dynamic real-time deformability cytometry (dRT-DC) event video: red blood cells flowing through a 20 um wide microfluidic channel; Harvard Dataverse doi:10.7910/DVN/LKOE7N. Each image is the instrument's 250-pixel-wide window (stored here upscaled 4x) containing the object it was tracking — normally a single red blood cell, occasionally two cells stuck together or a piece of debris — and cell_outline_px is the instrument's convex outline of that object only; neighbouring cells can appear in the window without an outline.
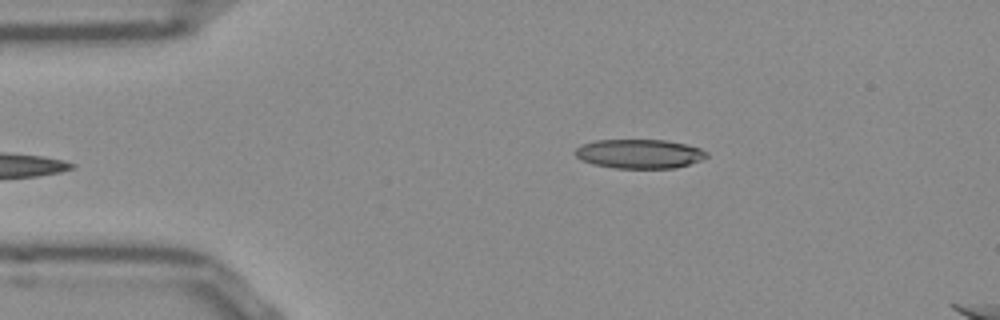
{"species": "Egyptian fruit bat (a non-hibernating species)", "species_latin": "Rousettus aegyptiacus", "temperature_condition": "room temperature", "stored_images_in_passage": 37, "camera_frame_rate_fps": 3000, "um_per_image_px": 0.085, "frame": {"image": 1, "passage_image": 1, "time_ms": 0.0, "image_size_px": [1000, 320], "cell_outline_px": [[708, 156], [700, 160], [676, 168], [616, 168], [592, 164], [576, 156], [576, 148], [580, 144], [596, 140], [664, 140], [684, 144], [700, 148], [708, 152]], "centroid_in_image_um": [54.35, 13.07], "position_along_channel_um": 30.7, "area_um2": 22.2}}
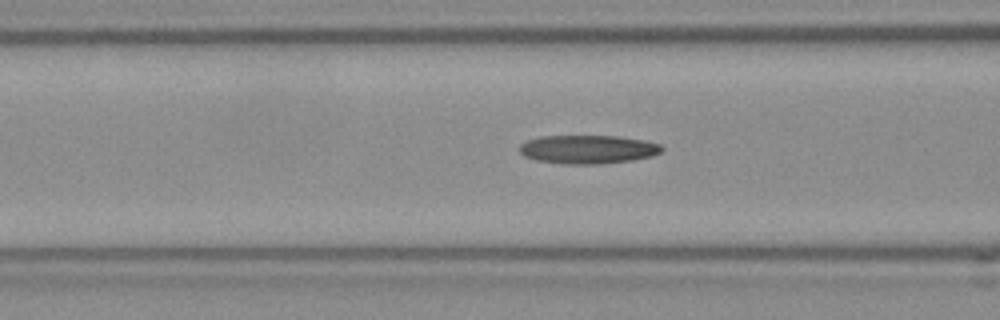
{"frame": {"image": 2, "passage_image": 11, "time_ms": 3.333, "image_size_px": [1000, 320], "cell_outline_px": [[664, 148], [660, 152], [652, 156], [632, 160], [596, 164], [564, 164], [536, 160], [524, 156], [520, 152], [520, 144], [528, 140], [540, 136], [616, 136], [640, 140], [660, 144]], "centroid_in_image_um": [49.94, 12.7], "position_along_channel_um": 116.7, "area_um2": 23.52}}
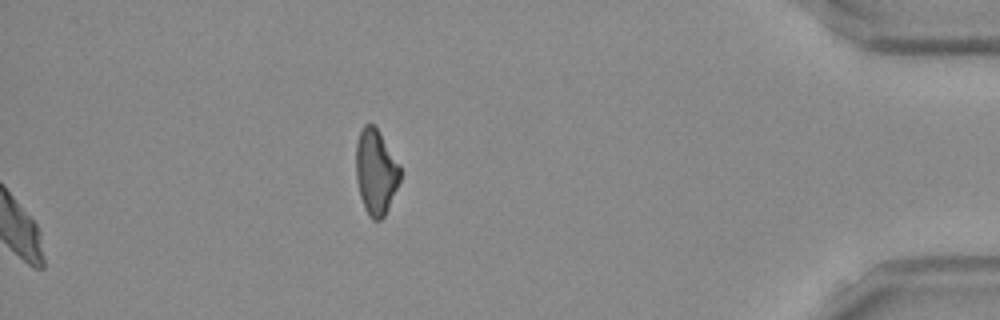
{"frame": {"image": 3, "passage_image": 37, "time_ms": 12.0, "image_size_px": [1000, 320], "cell_outline_px": [[400, 180], [384, 216], [380, 220], [372, 220], [368, 216], [364, 208], [360, 196], [356, 180], [356, 144], [360, 132], [364, 124], [372, 124], [376, 128], [400, 164]], "centroid_in_image_um": [31.93, 14.63], "position_along_channel_um": 403.3, "area_um2": 21.79}, "authors_computed_cell_mechanics": {"area_um2": 22.9466, "velocity_mm_per_s": 3.8747, "shape_relaxation_time_tau1_ms": null, "shape_relaxation_time_tau2_ms": 10.1119, "deformation_change_tau1": null, "deformation_change_tau2": 0.2558}}